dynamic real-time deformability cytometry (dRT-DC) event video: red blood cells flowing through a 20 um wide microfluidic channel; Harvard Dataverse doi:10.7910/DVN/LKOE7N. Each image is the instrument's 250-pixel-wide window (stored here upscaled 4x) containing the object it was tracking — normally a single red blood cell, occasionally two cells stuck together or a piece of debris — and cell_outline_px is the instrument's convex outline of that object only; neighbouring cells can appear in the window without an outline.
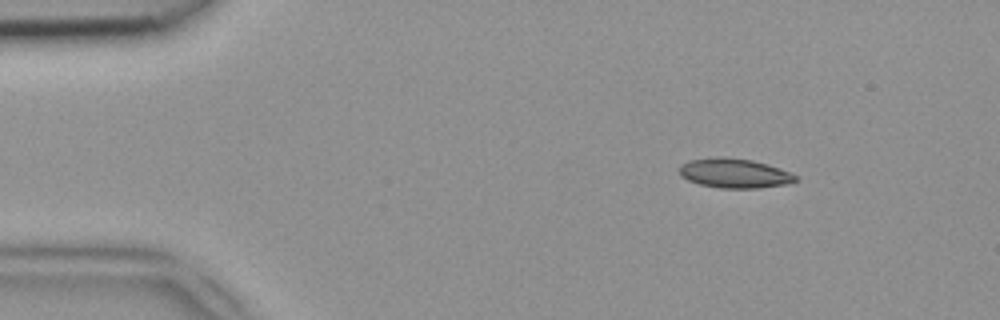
{"species": "common noctule bat (a hibernating species)", "species_latin": "Nyctalus noctula", "temperature_condition": "room temperature", "stored_images_in_passage": 11, "camera_frame_rate_fps": 3000, "um_per_image_px": 0.085, "animal": {"sex": "female", "body_mass_g": 18.4}, "frame": {"image": 1, "passage_image": 4, "time_ms": 1.0, "image_size_px": [1000, 320], "cell_outline_px": [[796, 180], [788, 184], [756, 188], [720, 188], [700, 184], [688, 180], [680, 176], [680, 164], [688, 160], [716, 156], [724, 156], [752, 160], [768, 164], [780, 168], [796, 176]], "centroid_in_image_um": [62.39, 14.71], "position_along_channel_um": 22.6, "area_um2": 20.06}}